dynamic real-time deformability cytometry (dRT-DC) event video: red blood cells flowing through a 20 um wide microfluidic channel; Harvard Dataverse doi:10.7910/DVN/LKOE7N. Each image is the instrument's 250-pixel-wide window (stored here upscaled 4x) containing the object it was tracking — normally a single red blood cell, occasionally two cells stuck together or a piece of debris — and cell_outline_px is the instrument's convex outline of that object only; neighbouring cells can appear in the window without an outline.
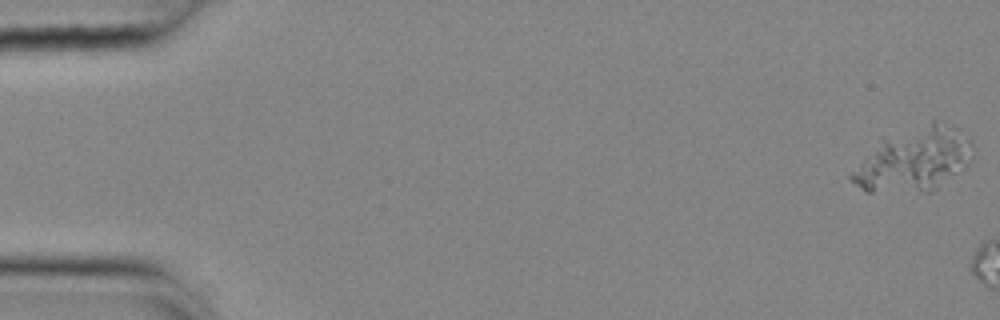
{"species": "common noctule bat (a hibernating species)", "species_latin": "Nyctalus noctula", "temperature_condition": "cold", "stored_images_in_passage": 4, "segment_of_instrument_passage": [1, 2], "camera_frame_rate_fps": 3000, "um_per_image_px": 0.085, "animal": {"sex": "female", "body_mass_g": 25.1}, "frame": {"image": 1, "passage_image": 1, "time_ms": 0.0, "image_size_px": [1000, 320], "cell_outline_px": [[972, 156], [932, 192], [864, 192], [848, 176], [880, 136], [932, 120], [936, 120], [956, 128], [972, 140]], "centroid_in_image_um": [77.6, 13.52], "position_along_channel_um": 7.4, "area_um2": 44.85}}